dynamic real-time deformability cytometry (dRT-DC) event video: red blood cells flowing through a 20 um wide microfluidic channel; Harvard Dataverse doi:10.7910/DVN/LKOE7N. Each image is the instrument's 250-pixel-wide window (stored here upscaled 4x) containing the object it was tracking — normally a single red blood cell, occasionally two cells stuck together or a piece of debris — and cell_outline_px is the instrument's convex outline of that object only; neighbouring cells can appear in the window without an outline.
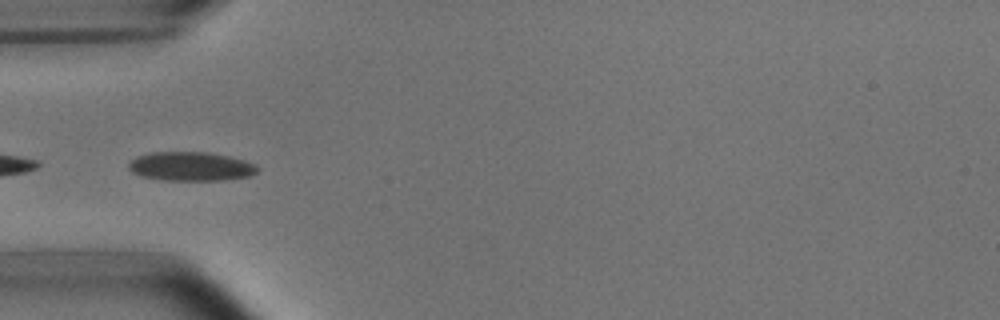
{"species": "common noctule bat (a hibernating species)", "species_latin": "Nyctalus noctula", "temperature_condition": "room temperature", "stored_images_in_passage": 4, "camera_frame_rate_fps": 3000, "um_per_image_px": 0.085, "animal": {"sex": "male", "body_mass_g": 15.6}, "frame": {"image": 1, "passage_image": 2, "time_ms": 1.333, "image_size_px": [1000, 320], "cell_outline_px": [[260, 168], [256, 172], [248, 176], [224, 180], [160, 180], [140, 176], [132, 172], [128, 168], [128, 164], [136, 156], [152, 152], [204, 152], [228, 156], [244, 160], [256, 164]], "centroid_in_image_um": [16.2, 14.15], "position_along_channel_um": 68.8, "area_um2": 21.79}}
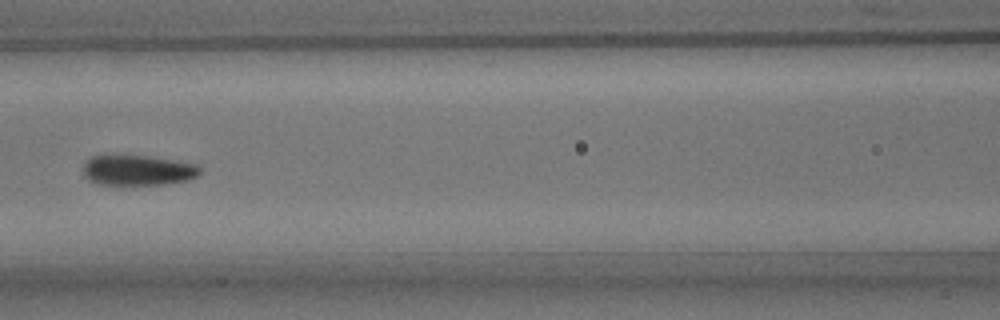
{"frame": {"image": 2, "passage_image": 4, "time_ms": 3.667, "image_size_px": [1000, 320], "cell_outline_px": [[200, 176], [188, 180], [164, 184], [96, 184], [88, 180], [84, 176], [84, 164], [92, 156], [104, 152], [148, 156], [196, 164], [200, 168]], "centroid_in_image_um": [11.66, 14.43], "position_along_channel_um": 154.9, "area_um2": 21.21}}